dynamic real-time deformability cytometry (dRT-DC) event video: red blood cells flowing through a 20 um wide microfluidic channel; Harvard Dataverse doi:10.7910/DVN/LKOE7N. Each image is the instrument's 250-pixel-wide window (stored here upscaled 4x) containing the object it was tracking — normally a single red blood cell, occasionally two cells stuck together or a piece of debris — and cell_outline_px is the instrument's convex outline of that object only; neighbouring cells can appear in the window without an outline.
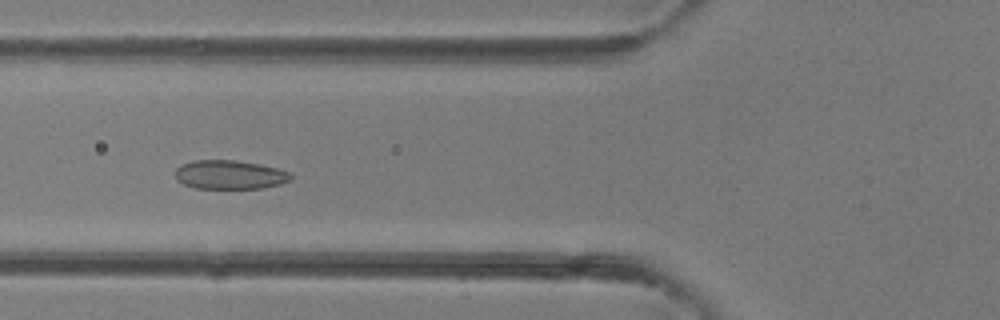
{"species": "common noctule bat (a hibernating species)", "species_latin": "Nyctalus noctula", "temperature_condition": "room temperature", "stored_images_in_passage": 39, "camera_frame_rate_fps": 3000, "um_per_image_px": 0.085, "animal": {"sex": "female"}, "frame": {"image": 1, "passage_image": 14, "time_ms": 4.333, "image_size_px": [1000, 320], "cell_outline_px": [[292, 180], [280, 184], [264, 188], [196, 188], [184, 184], [176, 180], [176, 168], [180, 164], [192, 160], [236, 160], [260, 164], [292, 172]], "centroid_in_image_um": [19.54, 14.84], "position_along_channel_um": 106.3, "area_um2": 19.65}}
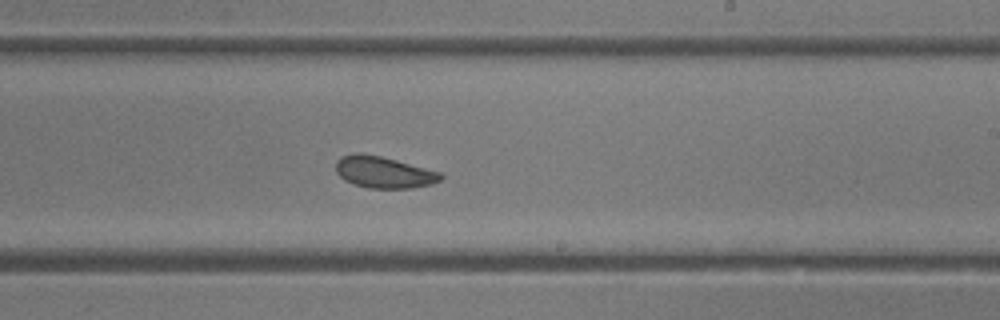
{"frame": {"image": 2, "passage_image": 23, "time_ms": 7.333, "image_size_px": [1000, 320], "cell_outline_px": [[444, 176], [440, 180], [432, 184], [412, 188], [368, 188], [344, 180], [336, 172], [336, 160], [340, 156], [352, 152], [360, 152], [380, 156], [396, 160], [440, 172]], "centroid_in_image_um": [32.58, 14.62], "position_along_channel_um": 256.4, "area_um2": 19.36}}
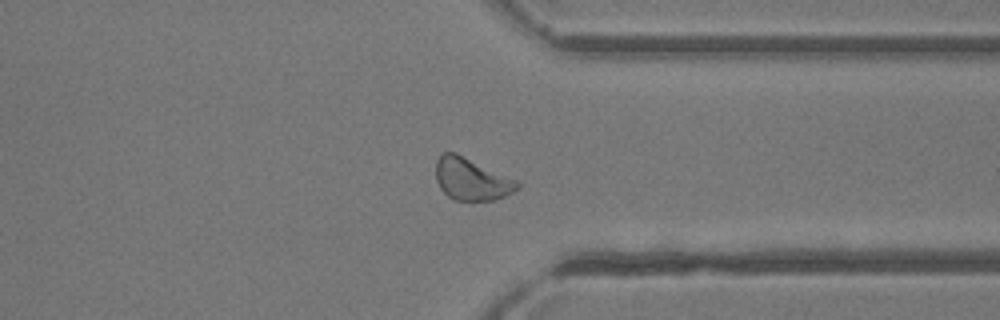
{"frame": {"image": 3, "passage_image": 30, "time_ms": 9.667, "image_size_px": [1000, 320], "cell_outline_px": [[520, 188], [496, 200], [452, 200], [440, 188], [436, 180], [436, 160], [444, 152], [456, 152], [520, 180]], "centroid_in_image_um": [40.11, 15.22], "position_along_channel_um": 371.3, "area_um2": 20.4}}